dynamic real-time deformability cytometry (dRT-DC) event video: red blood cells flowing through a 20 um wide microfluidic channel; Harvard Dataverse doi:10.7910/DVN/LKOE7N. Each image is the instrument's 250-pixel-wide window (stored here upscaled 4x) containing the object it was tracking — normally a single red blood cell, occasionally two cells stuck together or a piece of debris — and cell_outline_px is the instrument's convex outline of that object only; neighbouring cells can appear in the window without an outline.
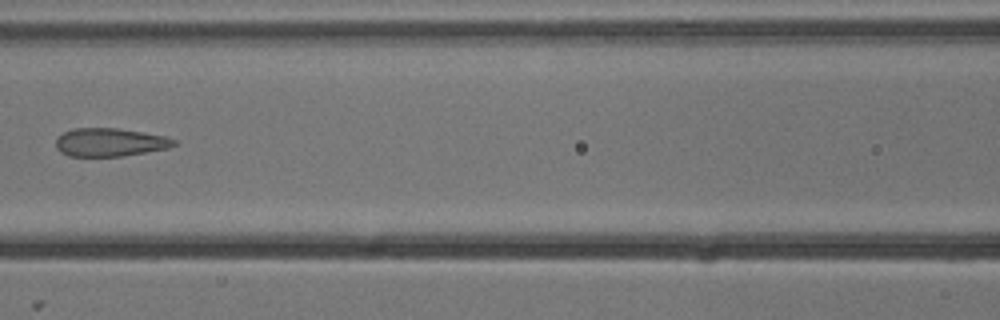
{"species": "common noctule bat (a hibernating species)", "species_latin": "Nyctalus noctula", "temperature_condition": "cold", "stored_images_in_passage": 8, "camera_frame_rate_fps": 3000, "um_per_image_px": 0.085, "animal": {"sex": "male", "body_mass_g": 13.3}, "frame": {"image": 1, "passage_image": 7, "time_ms": 2.0, "image_size_px": [1000, 320], "cell_outline_px": [[176, 144], [168, 148], [120, 156], [68, 156], [60, 152], [56, 148], [56, 136], [72, 128], [116, 128], [144, 132], [164, 136], [176, 140]], "centroid_in_image_um": [9.29, 12.08], "position_along_channel_um": 157.3, "area_um2": 19.42}}
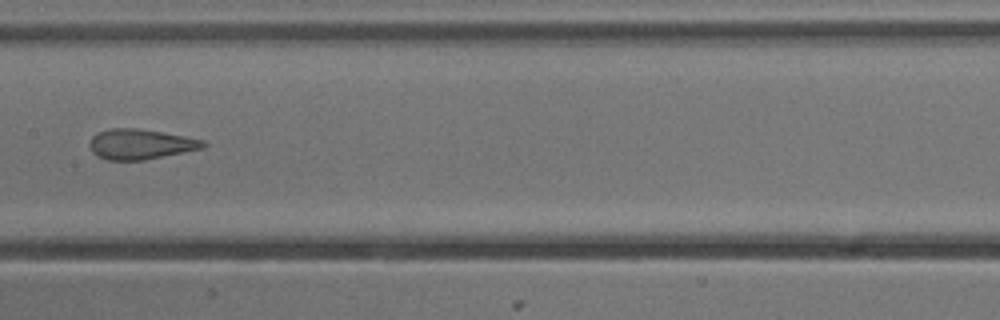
{"frame": {"image": 2, "passage_image": 8, "time_ms": 2.333, "image_size_px": [1000, 320], "cell_outline_px": [[208, 144], [204, 148], [144, 160], [108, 160], [96, 156], [92, 152], [88, 144], [92, 136], [96, 132], [112, 128], [136, 128], [184, 136], [204, 140]], "centroid_in_image_um": [11.91, 12.26], "position_along_channel_um": 195.5, "area_um2": 20.06}}